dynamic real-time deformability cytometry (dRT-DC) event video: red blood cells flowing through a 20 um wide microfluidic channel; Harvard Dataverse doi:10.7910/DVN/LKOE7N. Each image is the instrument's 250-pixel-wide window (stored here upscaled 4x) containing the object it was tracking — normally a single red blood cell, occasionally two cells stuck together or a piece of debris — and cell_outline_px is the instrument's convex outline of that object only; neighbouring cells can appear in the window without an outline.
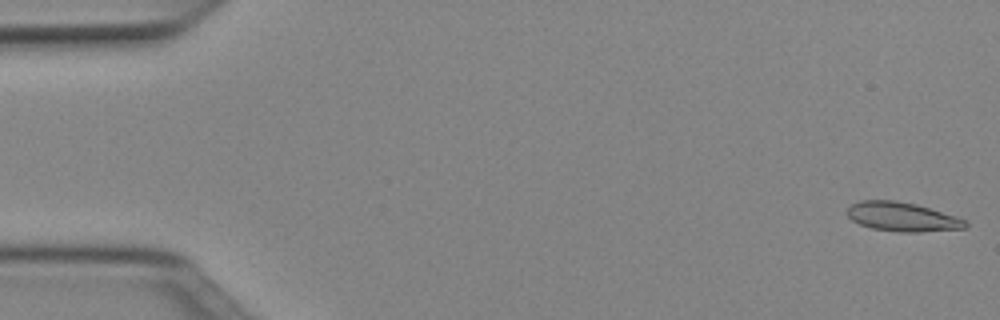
{"species": "Egyptian fruit bat (a non-hibernating species)", "species_latin": "Rousettus aegyptiacus", "temperature_condition": "cold", "stored_images_in_passage": 50, "camera_frame_rate_fps": 3000, "um_per_image_px": 0.085, "animal": {"sex": "female"}, "frame": {"image": 1, "passage_image": 1, "time_ms": 0.0, "image_size_px": [1000, 320], "cell_outline_px": [[968, 224], [964, 228], [920, 232], [900, 232], [872, 228], [860, 224], [852, 220], [848, 216], [848, 208], [852, 204], [860, 200], [896, 200], [916, 204], [956, 216], [964, 220]], "centroid_in_image_um": [76.68, 18.42], "position_along_channel_um": 8.3, "area_um2": 19.88}}
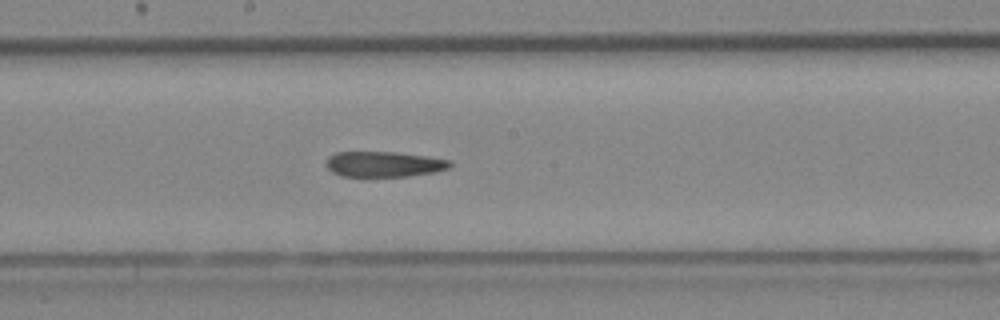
{"frame": {"image": 2, "passage_image": 27, "time_ms": 8.667, "image_size_px": [1000, 320], "cell_outline_px": [[452, 164], [448, 168], [436, 172], [408, 176], [368, 180], [340, 176], [332, 172], [324, 164], [328, 156], [336, 152], [396, 152], [452, 160]], "centroid_in_image_um": [32.56, 14.01], "position_along_channel_um": 215.6, "area_um2": 19.42}}
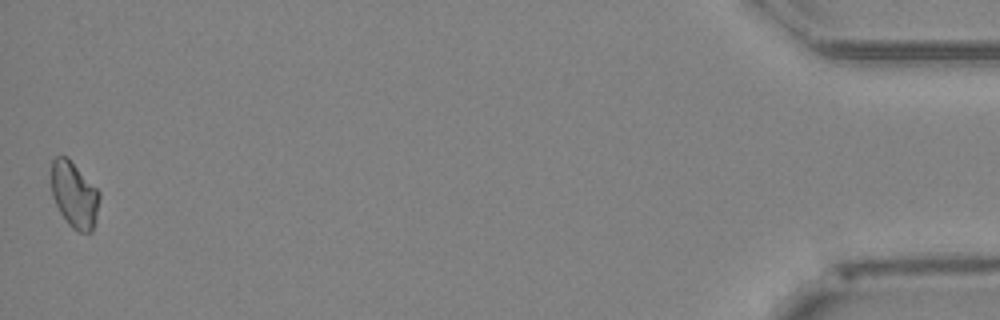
{"frame": {"image": 3, "passage_image": 50, "time_ms": 16.333, "image_size_px": [1000, 320], "cell_outline_px": [[100, 196], [96, 220], [92, 232], [80, 232], [72, 228], [68, 224], [60, 212], [52, 196], [52, 160], [56, 156], [68, 156], [100, 192]], "centroid_in_image_um": [6.33, 16.55], "position_along_channel_um": 428.9, "area_um2": 18.55}}